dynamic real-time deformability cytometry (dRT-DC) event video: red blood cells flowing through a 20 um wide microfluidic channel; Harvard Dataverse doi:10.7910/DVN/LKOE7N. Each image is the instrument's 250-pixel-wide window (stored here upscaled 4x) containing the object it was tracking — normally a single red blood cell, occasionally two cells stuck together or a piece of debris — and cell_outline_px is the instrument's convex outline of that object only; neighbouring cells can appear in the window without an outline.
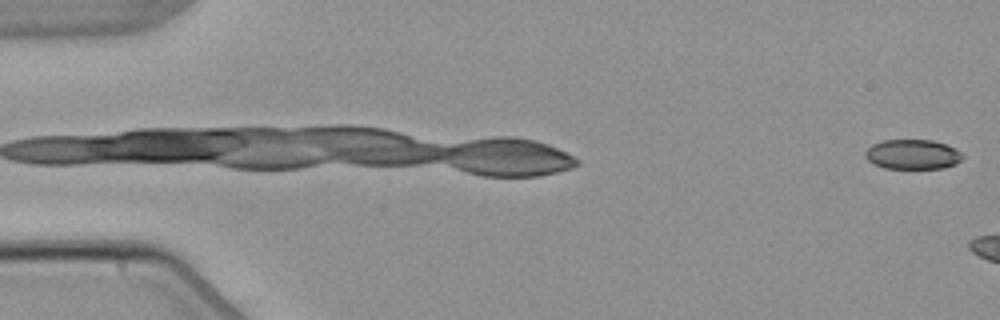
{"species": "common noctule bat (a hibernating species)", "species_latin": "Nyctalus noctula", "temperature_condition": "warm", "stored_images_in_passage": 3, "camera_frame_rate_fps": 3000, "um_per_image_px": 0.085, "animal": {"sex": "male", "body_mass_g": 21.5, "forearm_length_mm": 52.0}, "frame": {"image": 1, "passage_image": 3, "time_ms": 2.667, "image_size_px": [1000, 320], "cell_outline_px": [[964, 156], [956, 164], [944, 168], [884, 168], [872, 164], [864, 156], [864, 152], [872, 144], [884, 140], [932, 140], [948, 144], [956, 148]], "centroid_in_image_um": [77.57, 13.12], "position_along_channel_um": 7.4, "area_um2": 17.05}}